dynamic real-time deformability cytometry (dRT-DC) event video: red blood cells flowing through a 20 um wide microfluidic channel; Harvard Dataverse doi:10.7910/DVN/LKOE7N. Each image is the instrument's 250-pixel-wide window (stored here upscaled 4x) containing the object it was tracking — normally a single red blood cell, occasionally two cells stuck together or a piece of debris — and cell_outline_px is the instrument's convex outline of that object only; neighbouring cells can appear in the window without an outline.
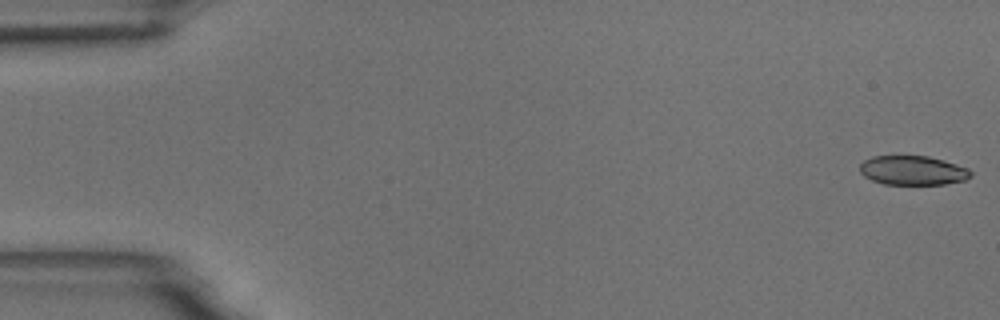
{"species": "common noctule bat (a hibernating species)", "species_latin": "Nyctalus noctula", "temperature_condition": "room temperature", "stored_images_in_passage": 55, "camera_frame_rate_fps": 3000, "um_per_image_px": 0.085, "animal": {"sex": "male", "body_mass_g": 18.8}, "frame": {"image": 1, "passage_image": 1, "time_ms": 0.0, "image_size_px": [1000, 320], "cell_outline_px": [[972, 176], [964, 180], [944, 184], [884, 184], [872, 180], [864, 176], [860, 172], [860, 164], [864, 160], [872, 156], [928, 156], [944, 160], [968, 168], [972, 172]], "centroid_in_image_um": [77.59, 14.48], "position_along_channel_um": 7.4, "area_um2": 18.9}}
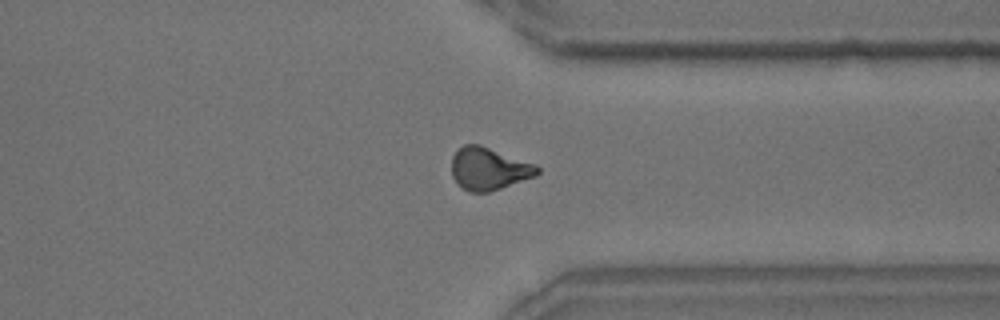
{"frame": {"image": 2, "passage_image": 42, "time_ms": 13.667, "image_size_px": [1000, 320], "cell_outline_px": [[540, 172], [536, 176], [488, 192], [468, 192], [452, 176], [452, 156], [464, 144], [480, 144], [536, 164], [540, 168]], "centroid_in_image_um": [41.58, 14.33], "position_along_channel_um": 369.8, "area_um2": 21.1}}
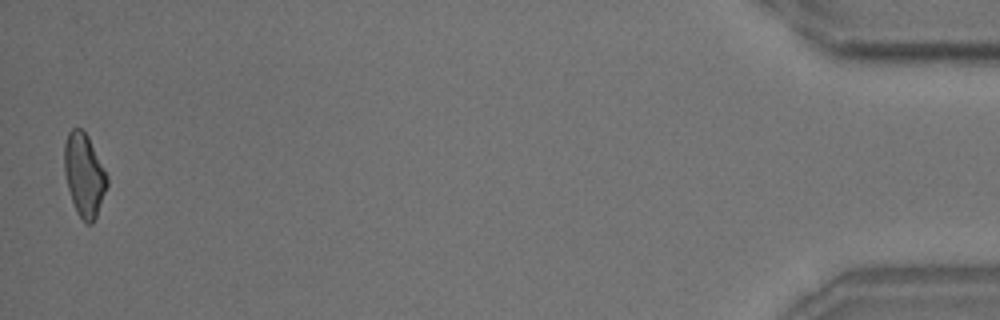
{"frame": {"image": 3, "passage_image": 54, "time_ms": 17.667, "image_size_px": [1000, 320], "cell_outline_px": [[108, 184], [96, 216], [92, 224], [88, 224], [76, 212], [68, 188], [64, 172], [64, 144], [68, 132], [72, 128], [80, 128], [88, 136], [108, 176]], "centroid_in_image_um": [7.15, 14.85], "position_along_channel_um": 428.1, "area_um2": 20.52}, "authors_computed_cell_mechanics": {"area_um2": 20.9236, "velocity_mm_per_s": 3.7055, "shape_relaxation_time_tau1_ms": 5.6443, "shape_relaxation_time_tau2_ms": 4.2178, "deformation_change_tau1": 0.1564, "deformation_change_tau2": 0.1051}}